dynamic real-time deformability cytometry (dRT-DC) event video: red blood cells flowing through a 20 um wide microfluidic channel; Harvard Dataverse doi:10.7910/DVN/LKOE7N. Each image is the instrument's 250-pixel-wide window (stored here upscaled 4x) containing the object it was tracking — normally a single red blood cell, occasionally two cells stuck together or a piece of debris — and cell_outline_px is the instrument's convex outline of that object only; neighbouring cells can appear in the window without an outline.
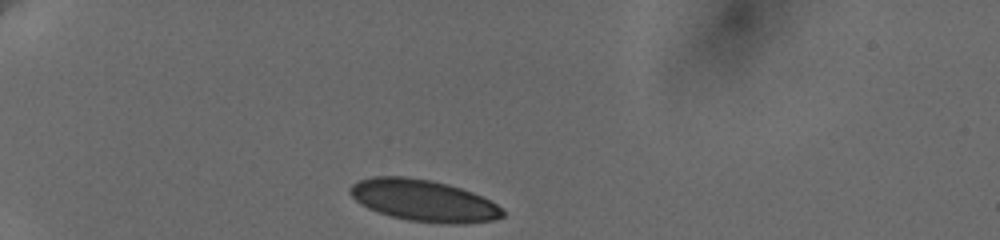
{"species": "human", "species_latin": "Homo sapiens", "temperature_condition": "cold", "stored_images_in_passage": 16, "camera_frame_rate_fps": 3000, "um_per_image_px": 0.085, "donor": {"sex": "female"}, "frame": {"image": 1, "passage_image": 1, "time_ms": 0.0, "image_size_px": [1000, 240], "cell_outline_px": [[504, 216], [492, 220], [464, 224], [448, 224], [408, 220], [392, 216], [368, 208], [360, 204], [348, 192], [348, 188], [352, 184], [360, 180], [372, 176], [404, 176], [432, 180], [448, 184], [472, 192], [504, 208]], "centroid_in_image_um": [36.0, 17.04], "position_along_channel_um": 49.0, "area_um2": 36.99}}
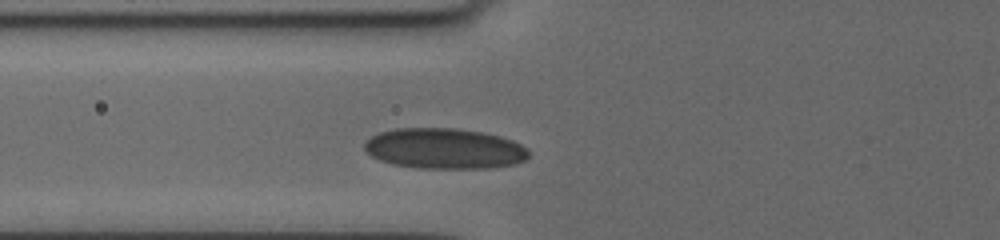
{"frame": {"image": 2, "passage_image": 11, "time_ms": 2.333, "image_size_px": [1000, 240], "cell_outline_px": [[528, 160], [516, 164], [492, 168], [420, 168], [392, 164], [380, 160], [372, 156], [364, 148], [364, 144], [372, 136], [380, 132], [396, 128], [456, 128], [484, 132], [500, 136], [512, 140], [528, 148]], "centroid_in_image_um": [37.82, 12.63], "position_along_channel_um": 88.0, "area_um2": 39.02}}
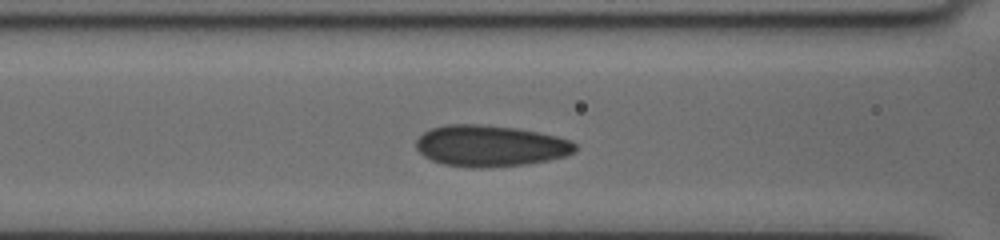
{"frame": {"image": 3, "passage_image": 15, "time_ms": 3.333, "image_size_px": [1000, 240], "cell_outline_px": [[576, 148], [572, 152], [564, 156], [548, 160], [524, 164], [484, 168], [468, 168], [440, 164], [424, 156], [416, 148], [416, 140], [424, 132], [432, 128], [444, 124], [480, 124], [516, 128], [556, 136], [568, 140], [576, 144]], "centroid_in_image_um": [41.61, 12.4], "position_along_channel_um": 125.0, "area_um2": 38.21}}